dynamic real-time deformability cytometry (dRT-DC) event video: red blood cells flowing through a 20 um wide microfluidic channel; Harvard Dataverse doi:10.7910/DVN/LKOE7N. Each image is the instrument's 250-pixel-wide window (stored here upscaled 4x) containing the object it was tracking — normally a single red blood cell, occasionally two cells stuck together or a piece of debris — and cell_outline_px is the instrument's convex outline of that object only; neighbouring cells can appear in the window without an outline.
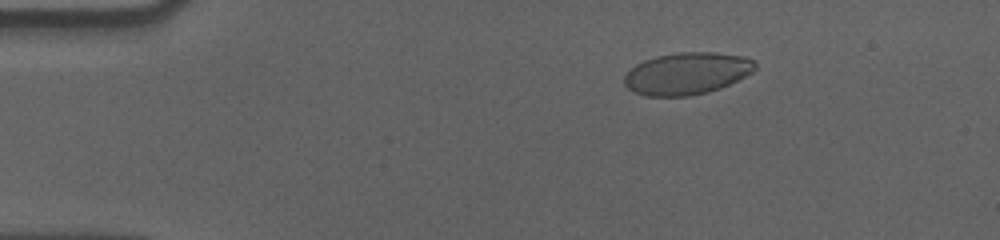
{"species": "human", "species_latin": "Homo sapiens", "temperature_condition": "cold", "stored_images_in_passage": 51, "camera_frame_rate_fps": 3000, "um_per_image_px": 0.085, "donor": {"sex": "male"}, "frame": {"image": 1, "passage_image": 3, "time_ms": 0.667, "image_size_px": [1000, 240], "cell_outline_px": [[756, 68], [752, 72], [720, 88], [708, 92], [688, 96], [648, 96], [636, 92], [628, 88], [624, 84], [624, 76], [636, 64], [644, 60], [656, 56], [680, 52], [712, 52], [744, 56], [756, 60]], "centroid_in_image_um": [58.4, 6.23], "position_along_channel_um": 26.6, "area_um2": 31.91}}
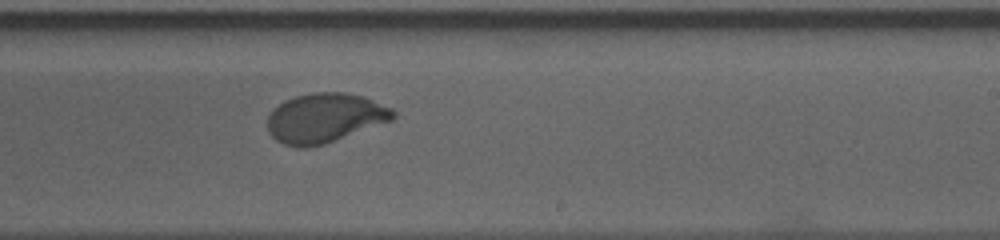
{"frame": {"image": 2, "passage_image": 29, "time_ms": 9.333, "image_size_px": [1000, 240], "cell_outline_px": [[396, 116], [392, 120], [324, 144], [304, 148], [296, 148], [284, 144], [276, 140], [268, 132], [268, 116], [284, 100], [296, 96], [316, 92], [344, 92], [364, 96], [392, 108], [396, 112]], "centroid_in_image_um": [27.62, 10.03], "position_along_channel_um": 261.4, "area_um2": 36.07}}
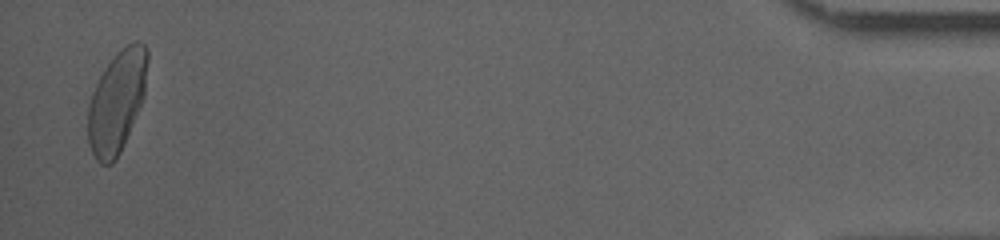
{"frame": {"image": 3, "passage_image": 50, "time_ms": 16.333, "image_size_px": [1000, 240], "cell_outline_px": [[148, 60], [144, 96], [124, 144], [116, 160], [112, 164], [100, 164], [96, 160], [88, 144], [88, 104], [92, 92], [104, 68], [128, 44], [136, 40], [140, 40], [144, 44], [148, 52]], "centroid_in_image_um": [9.93, 8.67], "position_along_channel_um": 425.3, "area_um2": 35.08}, "authors_computed_cell_mechanics": {"area_um2": 35.2002, "velocity_mm_per_s": 3.5417, "shape_relaxation_time_tau1_ms": 2.8954, "shape_relaxation_time_tau2_ms": null, "deformation_change_tau1": 0.1598, "deformation_change_tau2": null}}